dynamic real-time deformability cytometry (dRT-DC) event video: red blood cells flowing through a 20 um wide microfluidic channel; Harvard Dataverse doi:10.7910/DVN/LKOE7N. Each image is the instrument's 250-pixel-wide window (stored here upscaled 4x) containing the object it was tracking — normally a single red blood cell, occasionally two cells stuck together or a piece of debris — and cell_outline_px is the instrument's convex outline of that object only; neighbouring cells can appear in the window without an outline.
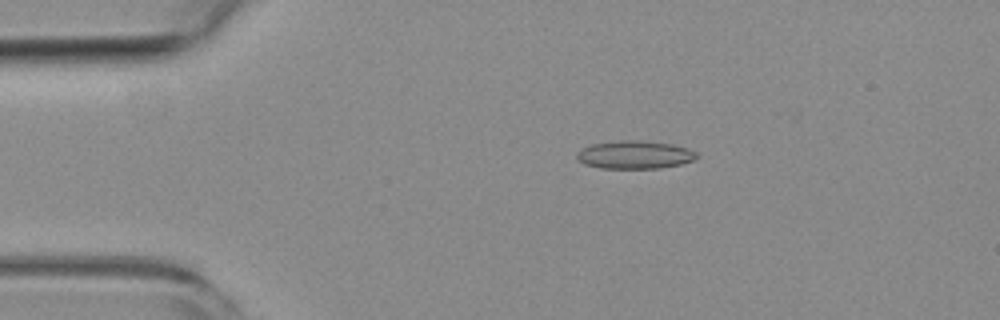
{"species": "common noctule bat (a hibernating species)", "species_latin": "Nyctalus noctula", "temperature_condition": "room temperature", "stored_images_in_passage": 53, "camera_frame_rate_fps": 3000, "um_per_image_px": 0.085, "animal": {"sex": "female", "body_mass_g": 19.3, "forearm_length_mm": 54.1}, "frame": {"image": 1, "passage_image": 10, "time_ms": 3.0, "image_size_px": [1000, 320], "cell_outline_px": [[700, 156], [692, 160], [680, 164], [660, 168], [600, 168], [584, 164], [576, 156], [584, 148], [592, 144], [616, 140], [644, 140], [672, 144], [688, 148], [696, 152]], "centroid_in_image_um": [53.99, 13.14], "position_along_channel_um": 31.0, "area_um2": 19.54}}
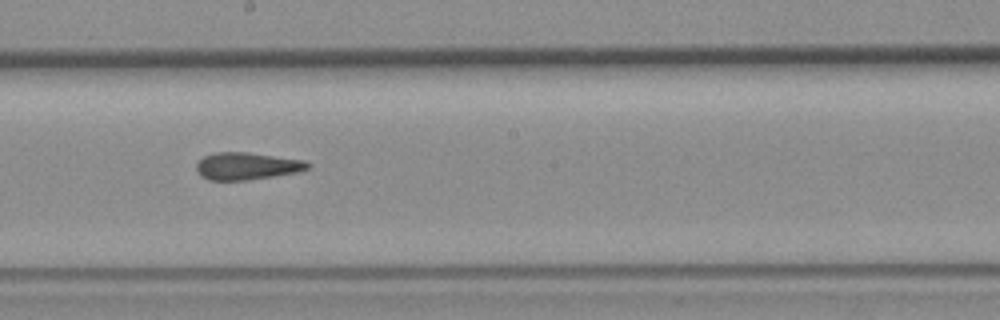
{"frame": {"image": 2, "passage_image": 29, "time_ms": 9.333, "image_size_px": [1000, 320], "cell_outline_px": [[312, 164], [308, 168], [296, 172], [248, 180], [208, 180], [200, 176], [196, 172], [196, 164], [204, 156], [216, 152], [248, 152], [304, 160]], "centroid_in_image_um": [20.95, 14.11], "position_along_channel_um": 227.3, "area_um2": 17.69}}
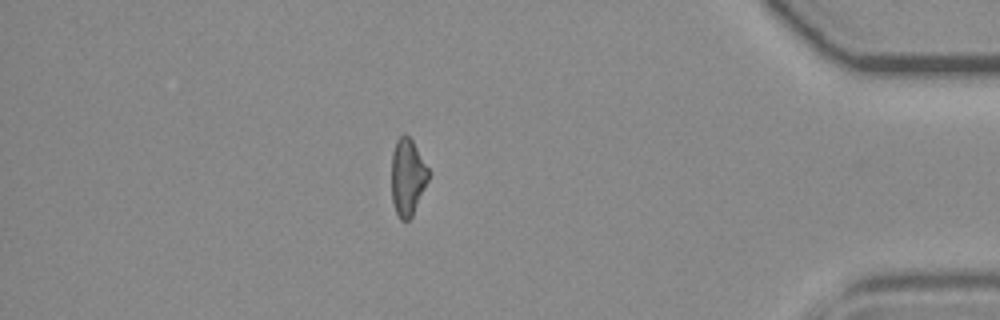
{"frame": {"image": 3, "passage_image": 46, "time_ms": 15.0, "image_size_px": [1000, 320], "cell_outline_px": [[428, 180], [412, 216], [408, 220], [400, 220], [396, 212], [392, 200], [392, 152], [396, 140], [404, 132], [412, 140], [428, 168]], "centroid_in_image_um": [34.62, 15.03], "position_along_channel_um": 400.6, "area_um2": 16.36}, "authors_computed_cell_mechanics": {"area_um2": 18.0336, "velocity_mm_per_s": 3.8376, "shape_relaxation_time_tau1_ms": null, "shape_relaxation_time_tau2_ms": 3.2839, "deformation_change_tau1": null, "deformation_change_tau2": 0.121}}